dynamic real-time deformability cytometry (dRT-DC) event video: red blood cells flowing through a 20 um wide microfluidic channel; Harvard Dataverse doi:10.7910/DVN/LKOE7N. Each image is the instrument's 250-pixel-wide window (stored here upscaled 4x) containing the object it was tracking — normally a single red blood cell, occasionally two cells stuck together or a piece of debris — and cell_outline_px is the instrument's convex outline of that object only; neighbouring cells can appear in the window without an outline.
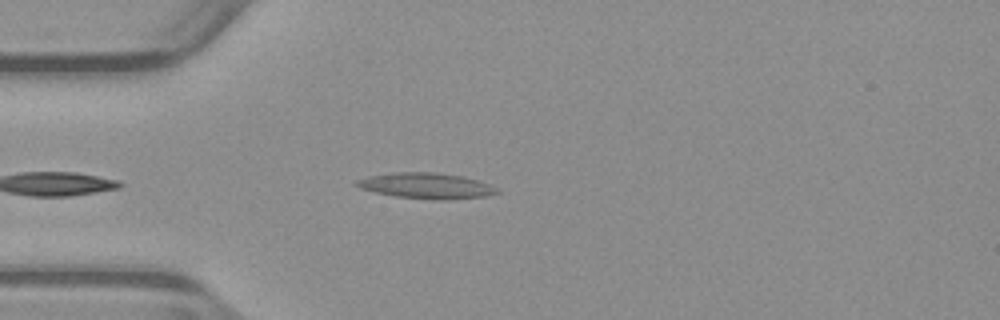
{"species": "common noctule bat (a hibernating species)", "species_latin": "Nyctalus noctula", "temperature_condition": "warm", "stored_images_in_passage": 23, "camera_frame_rate_fps": 3000, "um_per_image_px": 0.085, "animal": {"sex": "male", "body_mass_g": 23.1, "forearm_length_mm": 52.7}, "frame": {"image": 1, "passage_image": 2, "time_ms": 0.333, "image_size_px": [1000, 320], "cell_outline_px": [[500, 192], [488, 196], [448, 200], [436, 200], [396, 196], [376, 192], [360, 188], [352, 184], [356, 180], [368, 176], [392, 172], [432, 172], [464, 176], [488, 184], [496, 188]], "centroid_in_image_um": [36.22, 15.79], "position_along_channel_um": 48.8, "area_um2": 21.1}}
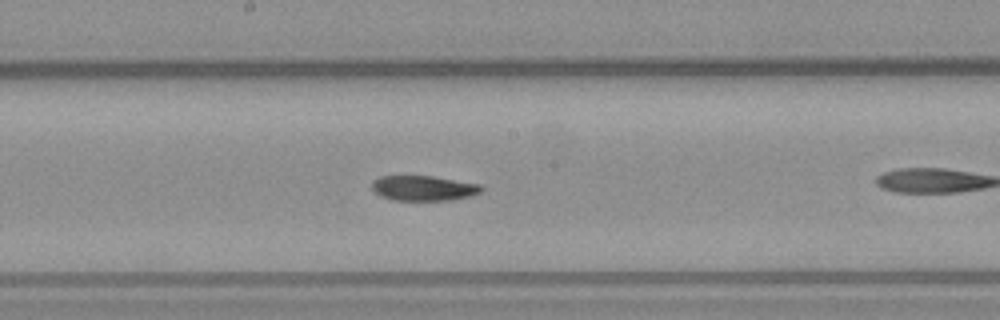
{"frame": {"image": 2, "passage_image": 12, "time_ms": 3.667, "image_size_px": [1000, 320], "cell_outline_px": [[484, 188], [480, 192], [472, 196], [452, 200], [392, 200], [380, 196], [372, 188], [372, 180], [380, 176], [432, 176], [480, 184]], "centroid_in_image_um": [36.01, 15.99], "position_along_channel_um": 212.2, "area_um2": 16.07}}
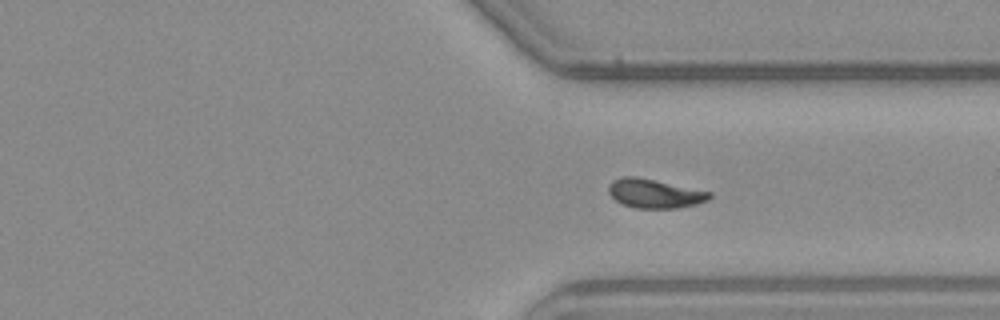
{"frame": {"image": 3, "passage_image": 23, "time_ms": 7.333, "image_size_px": [1000, 320], "cell_outline_px": [[712, 196], [708, 200], [696, 204], [676, 208], [636, 208], [620, 204], [608, 192], [608, 184], [612, 180], [620, 176], [636, 176], [712, 192]], "centroid_in_image_um": [55.61, 16.44], "position_along_channel_um": 355.8, "area_um2": 17.17}}